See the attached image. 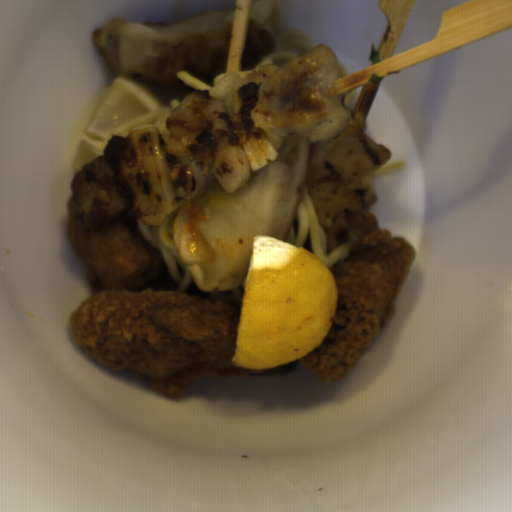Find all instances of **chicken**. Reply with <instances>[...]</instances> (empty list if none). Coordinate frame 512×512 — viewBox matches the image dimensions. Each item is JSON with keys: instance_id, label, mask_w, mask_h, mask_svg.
<instances>
[{"instance_id": "obj_1", "label": "chicken", "mask_w": 512, "mask_h": 512, "mask_svg": "<svg viewBox=\"0 0 512 512\" xmlns=\"http://www.w3.org/2000/svg\"><path fill=\"white\" fill-rule=\"evenodd\" d=\"M65 231L91 289L69 321L87 357L114 373L150 377L158 395L175 398L195 378L243 379L269 370L232 364L241 312L176 289L134 213L100 229H83L66 214Z\"/></svg>"}, {"instance_id": "obj_2", "label": "chicken", "mask_w": 512, "mask_h": 512, "mask_svg": "<svg viewBox=\"0 0 512 512\" xmlns=\"http://www.w3.org/2000/svg\"><path fill=\"white\" fill-rule=\"evenodd\" d=\"M343 213L357 239L331 274L338 295L334 321L322 344L299 357L324 383L343 380L395 315L416 257L405 237L380 228L376 214L348 208Z\"/></svg>"}]
</instances>
